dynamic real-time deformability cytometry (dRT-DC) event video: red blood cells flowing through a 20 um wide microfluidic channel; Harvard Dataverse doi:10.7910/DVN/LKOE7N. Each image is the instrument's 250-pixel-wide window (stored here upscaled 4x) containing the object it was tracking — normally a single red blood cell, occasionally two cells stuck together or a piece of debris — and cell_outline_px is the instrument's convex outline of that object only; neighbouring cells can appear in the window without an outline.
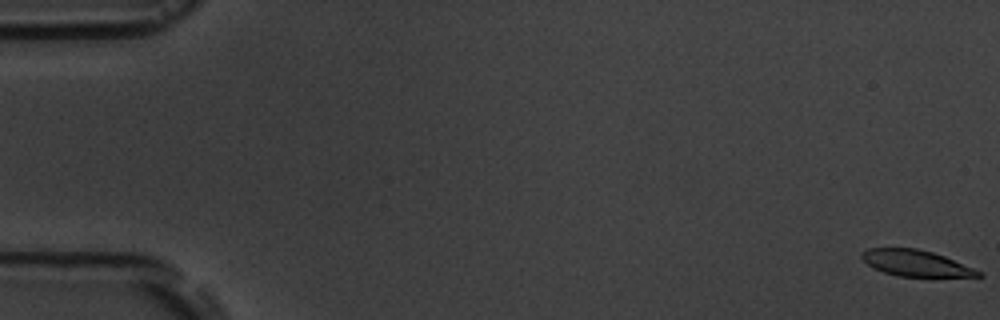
{"species": "common noctule bat (a hibernating species)", "species_latin": "Nyctalus noctula", "temperature_condition": "room temperature", "stored_images_in_passage": 5, "camera_frame_rate_fps": 3000, "um_per_image_px": 0.085, "animal": {"sex": "male", "body_mass_g": 19.5, "forearm_length_mm": 54.6}, "frame": {"image": 1, "passage_image": 1, "time_ms": 0.0, "image_size_px": [1000, 320], "cell_outline_px": [[984, 276], [896, 276], [872, 268], [860, 256], [860, 252], [868, 248], [916, 248], [932, 252], [944, 256], [984, 272]], "centroid_in_image_um": [77.82, 22.36], "position_along_channel_um": 7.2, "area_um2": 17.69}}
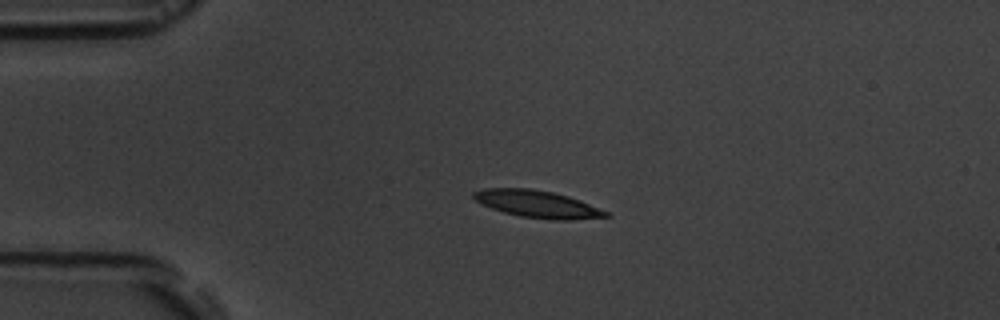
{"frame": {"image": 2, "passage_image": 4, "time_ms": 4.333, "image_size_px": [1000, 320], "cell_outline_px": [[612, 216], [572, 220], [552, 220], [520, 216], [504, 212], [492, 208], [476, 200], [472, 196], [472, 192], [484, 188], [532, 188], [552, 192], [568, 196], [580, 200], [608, 212]], "centroid_in_image_um": [45.69, 17.34], "position_along_channel_um": 39.3, "area_um2": 20.87}}